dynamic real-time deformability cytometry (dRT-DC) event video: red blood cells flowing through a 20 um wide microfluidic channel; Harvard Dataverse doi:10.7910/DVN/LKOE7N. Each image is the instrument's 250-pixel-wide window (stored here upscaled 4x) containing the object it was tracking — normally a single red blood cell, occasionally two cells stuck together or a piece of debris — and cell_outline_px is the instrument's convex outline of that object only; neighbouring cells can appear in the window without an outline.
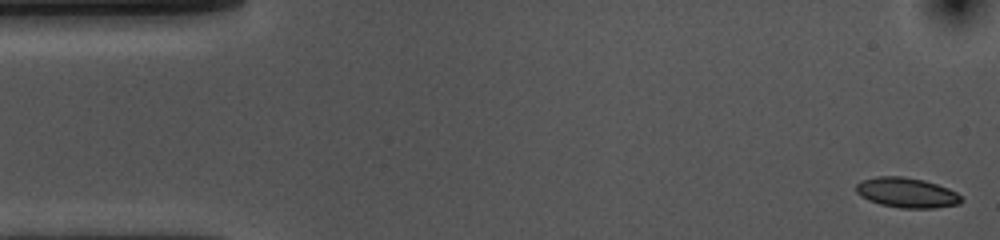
{"species": "common noctule bat (a hibernating species)", "species_latin": "Nyctalus noctula", "temperature_condition": "cold", "stored_images_in_passage": 54, "camera_frame_rate_fps": 3000, "um_per_image_px": 0.085, "animal": {"sex": "female", "body_mass_g": 10.0, "forearm_length_mm": 53.1}, "frame": {"image": 1, "passage_image": 1, "time_ms": 0.0, "image_size_px": [1000, 240], "cell_outline_px": [[964, 200], [960, 204], [936, 208], [900, 208], [880, 204], [868, 200], [860, 196], [856, 192], [856, 184], [860, 180], [876, 176], [900, 176], [924, 180], [948, 188], [956, 192]], "centroid_in_image_um": [77.06, 16.38], "position_along_channel_um": 7.9, "area_um2": 18.55}}
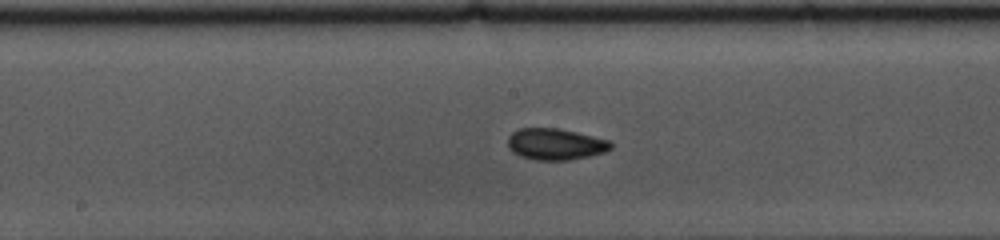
{"frame": {"image": 2, "passage_image": 26, "time_ms": 8.333, "image_size_px": [1000, 240], "cell_outline_px": [[612, 148], [604, 152], [588, 156], [568, 160], [536, 160], [520, 156], [512, 152], [508, 148], [508, 136], [512, 132], [520, 128], [560, 128], [608, 140], [612, 144]], "centroid_in_image_um": [47.17, 12.25], "position_along_channel_um": 201.0, "area_um2": 18.84}}
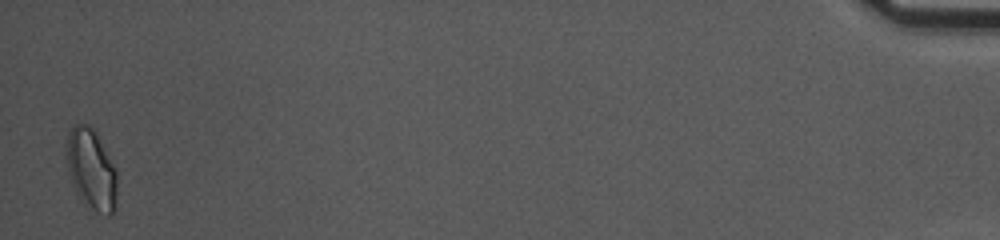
{"frame": {"image": 3, "passage_image": 53, "time_ms": 17.333, "image_size_px": [1000, 240], "cell_outline_px": [[116, 208], [112, 216], [108, 216], [96, 212], [84, 204], [80, 200], [72, 184], [68, 172], [64, 152], [64, 144], [68, 132], [76, 124], [88, 124], [96, 132], [116, 168]], "centroid_in_image_um": [7.73, 14.41], "position_along_channel_um": 427.5, "area_um2": 24.51}, "authors_computed_cell_mechanics": {"area_um2": 18.4382, "velocity_mm_per_s": 3.6134, "shape_relaxation_time_tau1_ms": 5.9512, "shape_relaxation_time_tau2_ms": 2.6426, "deformation_change_tau1": 0.1137, "deformation_change_tau2": 0.0689}}